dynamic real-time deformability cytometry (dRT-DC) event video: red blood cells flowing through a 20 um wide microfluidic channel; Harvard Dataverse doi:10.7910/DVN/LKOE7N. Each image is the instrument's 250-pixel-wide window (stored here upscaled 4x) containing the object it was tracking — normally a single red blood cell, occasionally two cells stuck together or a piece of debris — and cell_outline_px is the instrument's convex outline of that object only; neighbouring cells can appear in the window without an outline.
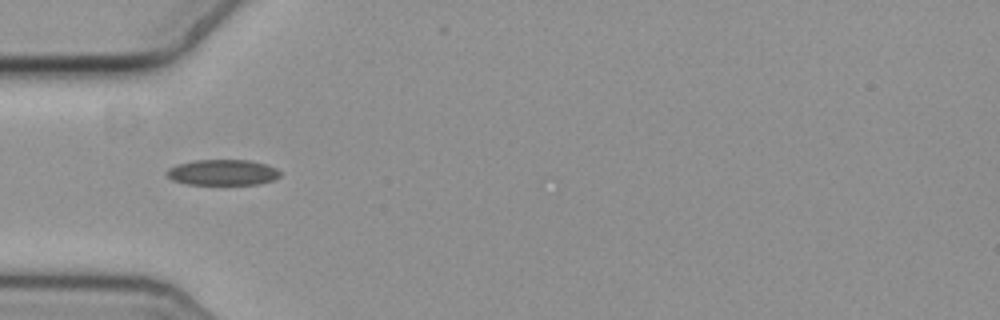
{"species": "common noctule bat (a hibernating species)", "species_latin": "Nyctalus noctula", "temperature_condition": "cold", "stored_images_in_passage": 20, "camera_frame_rate_fps": 3000, "um_per_image_px": 0.085, "animal": {"sex": "female", "body_mass_g": 19.3, "forearm_length_mm": 54.1}, "frame": {"image": 1, "passage_image": 4, "time_ms": 1.0, "image_size_px": [1000, 320], "cell_outline_px": [[280, 176], [272, 180], [260, 184], [188, 184], [172, 180], [164, 172], [168, 168], [176, 164], [196, 160], [248, 160], [264, 164], [276, 168], [280, 172]], "centroid_in_image_um": [18.89, 14.65], "position_along_channel_um": 66.1, "area_um2": 16.94}}
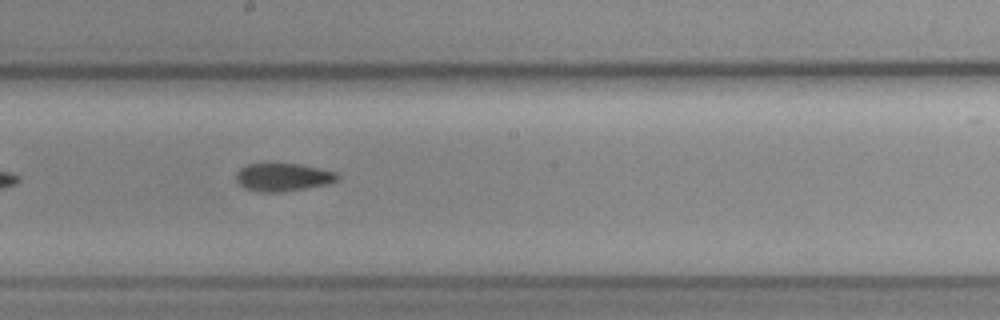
{"frame": {"image": 2, "passage_image": 17, "time_ms": 5.333, "image_size_px": [1000, 320], "cell_outline_px": [[340, 180], [328, 184], [284, 192], [260, 192], [248, 188], [240, 184], [236, 180], [236, 172], [240, 168], [248, 164], [268, 160], [300, 164], [320, 168], [336, 172], [340, 176]], "centroid_in_image_um": [24.06, 15.01], "position_along_channel_um": 224.1, "area_um2": 17.28}}